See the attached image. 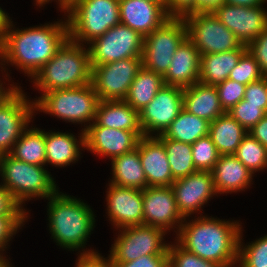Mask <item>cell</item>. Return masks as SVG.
Listing matches in <instances>:
<instances>
[{
	"mask_svg": "<svg viewBox=\"0 0 267 267\" xmlns=\"http://www.w3.org/2000/svg\"><path fill=\"white\" fill-rule=\"evenodd\" d=\"M64 19L15 29L10 18L0 41V71L5 73L7 64L32 79L69 38L67 18Z\"/></svg>",
	"mask_w": 267,
	"mask_h": 267,
	"instance_id": "cell-1",
	"label": "cell"
},
{
	"mask_svg": "<svg viewBox=\"0 0 267 267\" xmlns=\"http://www.w3.org/2000/svg\"><path fill=\"white\" fill-rule=\"evenodd\" d=\"M195 217L194 220L184 218L175 241L203 260L224 267H236L239 238L243 231L240 221H226L218 217L204 216L202 213Z\"/></svg>",
	"mask_w": 267,
	"mask_h": 267,
	"instance_id": "cell-2",
	"label": "cell"
},
{
	"mask_svg": "<svg viewBox=\"0 0 267 267\" xmlns=\"http://www.w3.org/2000/svg\"><path fill=\"white\" fill-rule=\"evenodd\" d=\"M47 200L49 233L57 245L68 251H78L80 255L99 253L93 249L85 250L96 222L90 205L60 191Z\"/></svg>",
	"mask_w": 267,
	"mask_h": 267,
	"instance_id": "cell-3",
	"label": "cell"
},
{
	"mask_svg": "<svg viewBox=\"0 0 267 267\" xmlns=\"http://www.w3.org/2000/svg\"><path fill=\"white\" fill-rule=\"evenodd\" d=\"M92 68L87 45L69 38L31 79L40 94L91 83ZM33 80V81H32Z\"/></svg>",
	"mask_w": 267,
	"mask_h": 267,
	"instance_id": "cell-4",
	"label": "cell"
},
{
	"mask_svg": "<svg viewBox=\"0 0 267 267\" xmlns=\"http://www.w3.org/2000/svg\"><path fill=\"white\" fill-rule=\"evenodd\" d=\"M44 167L28 164L10 154L2 155L0 184L5 186L22 207L32 198L48 199L56 194L59 188L50 172Z\"/></svg>",
	"mask_w": 267,
	"mask_h": 267,
	"instance_id": "cell-5",
	"label": "cell"
},
{
	"mask_svg": "<svg viewBox=\"0 0 267 267\" xmlns=\"http://www.w3.org/2000/svg\"><path fill=\"white\" fill-rule=\"evenodd\" d=\"M33 100L35 113L39 111V113L50 114L73 124L84 123L83 131L95 121L100 101L92 83L74 88L52 90Z\"/></svg>",
	"mask_w": 267,
	"mask_h": 267,
	"instance_id": "cell-6",
	"label": "cell"
},
{
	"mask_svg": "<svg viewBox=\"0 0 267 267\" xmlns=\"http://www.w3.org/2000/svg\"><path fill=\"white\" fill-rule=\"evenodd\" d=\"M66 16L69 39L88 44L120 24L119 0H73Z\"/></svg>",
	"mask_w": 267,
	"mask_h": 267,
	"instance_id": "cell-7",
	"label": "cell"
},
{
	"mask_svg": "<svg viewBox=\"0 0 267 267\" xmlns=\"http://www.w3.org/2000/svg\"><path fill=\"white\" fill-rule=\"evenodd\" d=\"M186 37L183 17H170L144 37L142 66L164 77L176 49Z\"/></svg>",
	"mask_w": 267,
	"mask_h": 267,
	"instance_id": "cell-8",
	"label": "cell"
},
{
	"mask_svg": "<svg viewBox=\"0 0 267 267\" xmlns=\"http://www.w3.org/2000/svg\"><path fill=\"white\" fill-rule=\"evenodd\" d=\"M187 37L200 56L238 49L243 44L213 12H193L183 16Z\"/></svg>",
	"mask_w": 267,
	"mask_h": 267,
	"instance_id": "cell-9",
	"label": "cell"
},
{
	"mask_svg": "<svg viewBox=\"0 0 267 267\" xmlns=\"http://www.w3.org/2000/svg\"><path fill=\"white\" fill-rule=\"evenodd\" d=\"M118 230L108 255L111 262H131L144 255L169 254V243L164 241L167 233L158 227L136 225Z\"/></svg>",
	"mask_w": 267,
	"mask_h": 267,
	"instance_id": "cell-10",
	"label": "cell"
},
{
	"mask_svg": "<svg viewBox=\"0 0 267 267\" xmlns=\"http://www.w3.org/2000/svg\"><path fill=\"white\" fill-rule=\"evenodd\" d=\"M143 45L144 37L140 33L120 23L87 44L90 65L142 57Z\"/></svg>",
	"mask_w": 267,
	"mask_h": 267,
	"instance_id": "cell-11",
	"label": "cell"
},
{
	"mask_svg": "<svg viewBox=\"0 0 267 267\" xmlns=\"http://www.w3.org/2000/svg\"><path fill=\"white\" fill-rule=\"evenodd\" d=\"M35 105L21 86L0 100V156L10 154L13 145L35 116Z\"/></svg>",
	"mask_w": 267,
	"mask_h": 267,
	"instance_id": "cell-12",
	"label": "cell"
},
{
	"mask_svg": "<svg viewBox=\"0 0 267 267\" xmlns=\"http://www.w3.org/2000/svg\"><path fill=\"white\" fill-rule=\"evenodd\" d=\"M141 67L142 57H130L107 64L91 65V83L99 100H124Z\"/></svg>",
	"mask_w": 267,
	"mask_h": 267,
	"instance_id": "cell-13",
	"label": "cell"
},
{
	"mask_svg": "<svg viewBox=\"0 0 267 267\" xmlns=\"http://www.w3.org/2000/svg\"><path fill=\"white\" fill-rule=\"evenodd\" d=\"M182 109L183 88L164 85L150 103L139 111L144 136L164 134Z\"/></svg>",
	"mask_w": 267,
	"mask_h": 267,
	"instance_id": "cell-14",
	"label": "cell"
},
{
	"mask_svg": "<svg viewBox=\"0 0 267 267\" xmlns=\"http://www.w3.org/2000/svg\"><path fill=\"white\" fill-rule=\"evenodd\" d=\"M143 193V225L158 227L166 233L174 230L176 235L184 218L177 209L171 186L146 187Z\"/></svg>",
	"mask_w": 267,
	"mask_h": 267,
	"instance_id": "cell-15",
	"label": "cell"
},
{
	"mask_svg": "<svg viewBox=\"0 0 267 267\" xmlns=\"http://www.w3.org/2000/svg\"><path fill=\"white\" fill-rule=\"evenodd\" d=\"M264 7L223 3L213 13L242 44L248 45L267 28V9Z\"/></svg>",
	"mask_w": 267,
	"mask_h": 267,
	"instance_id": "cell-16",
	"label": "cell"
},
{
	"mask_svg": "<svg viewBox=\"0 0 267 267\" xmlns=\"http://www.w3.org/2000/svg\"><path fill=\"white\" fill-rule=\"evenodd\" d=\"M177 209L183 218L192 217L194 213L200 214L201 208L213 196H218L214 187L211 171H196L190 175L175 180L171 185ZM203 206V207H202Z\"/></svg>",
	"mask_w": 267,
	"mask_h": 267,
	"instance_id": "cell-17",
	"label": "cell"
},
{
	"mask_svg": "<svg viewBox=\"0 0 267 267\" xmlns=\"http://www.w3.org/2000/svg\"><path fill=\"white\" fill-rule=\"evenodd\" d=\"M85 149L111 160L137 148L143 131H127L90 125L84 130Z\"/></svg>",
	"mask_w": 267,
	"mask_h": 267,
	"instance_id": "cell-18",
	"label": "cell"
},
{
	"mask_svg": "<svg viewBox=\"0 0 267 267\" xmlns=\"http://www.w3.org/2000/svg\"><path fill=\"white\" fill-rule=\"evenodd\" d=\"M109 186V187H108ZM106 191L107 215L115 229L143 225L142 190L108 183Z\"/></svg>",
	"mask_w": 267,
	"mask_h": 267,
	"instance_id": "cell-19",
	"label": "cell"
},
{
	"mask_svg": "<svg viewBox=\"0 0 267 267\" xmlns=\"http://www.w3.org/2000/svg\"><path fill=\"white\" fill-rule=\"evenodd\" d=\"M120 23L130 27L143 37L160 27L170 16L165 2L150 0H119Z\"/></svg>",
	"mask_w": 267,
	"mask_h": 267,
	"instance_id": "cell-20",
	"label": "cell"
},
{
	"mask_svg": "<svg viewBox=\"0 0 267 267\" xmlns=\"http://www.w3.org/2000/svg\"><path fill=\"white\" fill-rule=\"evenodd\" d=\"M140 161L147 187L171 186L175 181L164 145L156 137H141L138 141Z\"/></svg>",
	"mask_w": 267,
	"mask_h": 267,
	"instance_id": "cell-21",
	"label": "cell"
},
{
	"mask_svg": "<svg viewBox=\"0 0 267 267\" xmlns=\"http://www.w3.org/2000/svg\"><path fill=\"white\" fill-rule=\"evenodd\" d=\"M200 54L193 42L186 37L176 49L170 66L165 74V85L181 88L199 82Z\"/></svg>",
	"mask_w": 267,
	"mask_h": 267,
	"instance_id": "cell-22",
	"label": "cell"
},
{
	"mask_svg": "<svg viewBox=\"0 0 267 267\" xmlns=\"http://www.w3.org/2000/svg\"><path fill=\"white\" fill-rule=\"evenodd\" d=\"M211 172L218 195L245 191L253 184L254 175L233 154L220 155Z\"/></svg>",
	"mask_w": 267,
	"mask_h": 267,
	"instance_id": "cell-23",
	"label": "cell"
},
{
	"mask_svg": "<svg viewBox=\"0 0 267 267\" xmlns=\"http://www.w3.org/2000/svg\"><path fill=\"white\" fill-rule=\"evenodd\" d=\"M49 131H45L46 164L64 168L78 162L81 150L85 149L84 131L81 130L78 139L71 132Z\"/></svg>",
	"mask_w": 267,
	"mask_h": 267,
	"instance_id": "cell-24",
	"label": "cell"
},
{
	"mask_svg": "<svg viewBox=\"0 0 267 267\" xmlns=\"http://www.w3.org/2000/svg\"><path fill=\"white\" fill-rule=\"evenodd\" d=\"M183 109L208 122H213L226 113L221 106L216 86L200 82L183 88Z\"/></svg>",
	"mask_w": 267,
	"mask_h": 267,
	"instance_id": "cell-25",
	"label": "cell"
},
{
	"mask_svg": "<svg viewBox=\"0 0 267 267\" xmlns=\"http://www.w3.org/2000/svg\"><path fill=\"white\" fill-rule=\"evenodd\" d=\"M91 125L127 131H143L139 111L124 100L99 101L95 121Z\"/></svg>",
	"mask_w": 267,
	"mask_h": 267,
	"instance_id": "cell-26",
	"label": "cell"
},
{
	"mask_svg": "<svg viewBox=\"0 0 267 267\" xmlns=\"http://www.w3.org/2000/svg\"><path fill=\"white\" fill-rule=\"evenodd\" d=\"M246 51L247 45L243 44L240 48L227 52L201 55L199 82L213 86L224 82Z\"/></svg>",
	"mask_w": 267,
	"mask_h": 267,
	"instance_id": "cell-27",
	"label": "cell"
},
{
	"mask_svg": "<svg viewBox=\"0 0 267 267\" xmlns=\"http://www.w3.org/2000/svg\"><path fill=\"white\" fill-rule=\"evenodd\" d=\"M110 161L112 179L109 183L138 190H144L147 187V180L140 161L138 148L117 156Z\"/></svg>",
	"mask_w": 267,
	"mask_h": 267,
	"instance_id": "cell-28",
	"label": "cell"
},
{
	"mask_svg": "<svg viewBox=\"0 0 267 267\" xmlns=\"http://www.w3.org/2000/svg\"><path fill=\"white\" fill-rule=\"evenodd\" d=\"M249 132L227 112L209 124V136L220 155H232Z\"/></svg>",
	"mask_w": 267,
	"mask_h": 267,
	"instance_id": "cell-29",
	"label": "cell"
},
{
	"mask_svg": "<svg viewBox=\"0 0 267 267\" xmlns=\"http://www.w3.org/2000/svg\"><path fill=\"white\" fill-rule=\"evenodd\" d=\"M27 127L13 145L10 155L37 166H46L45 130Z\"/></svg>",
	"mask_w": 267,
	"mask_h": 267,
	"instance_id": "cell-30",
	"label": "cell"
},
{
	"mask_svg": "<svg viewBox=\"0 0 267 267\" xmlns=\"http://www.w3.org/2000/svg\"><path fill=\"white\" fill-rule=\"evenodd\" d=\"M164 85V78L161 75L142 66L129 87L124 101L135 110L140 111L150 103Z\"/></svg>",
	"mask_w": 267,
	"mask_h": 267,
	"instance_id": "cell-31",
	"label": "cell"
},
{
	"mask_svg": "<svg viewBox=\"0 0 267 267\" xmlns=\"http://www.w3.org/2000/svg\"><path fill=\"white\" fill-rule=\"evenodd\" d=\"M209 124L206 119L182 109L163 135L167 139L192 145L199 138L209 135Z\"/></svg>",
	"mask_w": 267,
	"mask_h": 267,
	"instance_id": "cell-32",
	"label": "cell"
},
{
	"mask_svg": "<svg viewBox=\"0 0 267 267\" xmlns=\"http://www.w3.org/2000/svg\"><path fill=\"white\" fill-rule=\"evenodd\" d=\"M156 138L164 145L174 180L198 171L193 163L191 144L167 139L163 134Z\"/></svg>",
	"mask_w": 267,
	"mask_h": 267,
	"instance_id": "cell-33",
	"label": "cell"
},
{
	"mask_svg": "<svg viewBox=\"0 0 267 267\" xmlns=\"http://www.w3.org/2000/svg\"><path fill=\"white\" fill-rule=\"evenodd\" d=\"M253 175L267 168V148L249 133L233 154Z\"/></svg>",
	"mask_w": 267,
	"mask_h": 267,
	"instance_id": "cell-34",
	"label": "cell"
},
{
	"mask_svg": "<svg viewBox=\"0 0 267 267\" xmlns=\"http://www.w3.org/2000/svg\"><path fill=\"white\" fill-rule=\"evenodd\" d=\"M243 232L239 238L238 267H267V235L243 245Z\"/></svg>",
	"mask_w": 267,
	"mask_h": 267,
	"instance_id": "cell-35",
	"label": "cell"
},
{
	"mask_svg": "<svg viewBox=\"0 0 267 267\" xmlns=\"http://www.w3.org/2000/svg\"><path fill=\"white\" fill-rule=\"evenodd\" d=\"M193 163L199 171H212L220 154L209 135L199 138L191 145Z\"/></svg>",
	"mask_w": 267,
	"mask_h": 267,
	"instance_id": "cell-36",
	"label": "cell"
},
{
	"mask_svg": "<svg viewBox=\"0 0 267 267\" xmlns=\"http://www.w3.org/2000/svg\"><path fill=\"white\" fill-rule=\"evenodd\" d=\"M264 75L254 57L247 50L241 57L238 64L230 71L228 79L248 85L251 82L262 79Z\"/></svg>",
	"mask_w": 267,
	"mask_h": 267,
	"instance_id": "cell-37",
	"label": "cell"
},
{
	"mask_svg": "<svg viewBox=\"0 0 267 267\" xmlns=\"http://www.w3.org/2000/svg\"><path fill=\"white\" fill-rule=\"evenodd\" d=\"M174 243H169L168 247L169 267H224L217 263L203 260L196 254L185 250L177 242Z\"/></svg>",
	"mask_w": 267,
	"mask_h": 267,
	"instance_id": "cell-38",
	"label": "cell"
},
{
	"mask_svg": "<svg viewBox=\"0 0 267 267\" xmlns=\"http://www.w3.org/2000/svg\"><path fill=\"white\" fill-rule=\"evenodd\" d=\"M248 132L266 115L260 105L246 104L242 99L228 112Z\"/></svg>",
	"mask_w": 267,
	"mask_h": 267,
	"instance_id": "cell-39",
	"label": "cell"
},
{
	"mask_svg": "<svg viewBox=\"0 0 267 267\" xmlns=\"http://www.w3.org/2000/svg\"><path fill=\"white\" fill-rule=\"evenodd\" d=\"M245 88L246 85L231 79H226L216 85L220 103L225 112H228L244 98Z\"/></svg>",
	"mask_w": 267,
	"mask_h": 267,
	"instance_id": "cell-40",
	"label": "cell"
},
{
	"mask_svg": "<svg viewBox=\"0 0 267 267\" xmlns=\"http://www.w3.org/2000/svg\"><path fill=\"white\" fill-rule=\"evenodd\" d=\"M28 219L29 216H0V255H4L3 251L9 248L11 237L14 238Z\"/></svg>",
	"mask_w": 267,
	"mask_h": 267,
	"instance_id": "cell-41",
	"label": "cell"
},
{
	"mask_svg": "<svg viewBox=\"0 0 267 267\" xmlns=\"http://www.w3.org/2000/svg\"><path fill=\"white\" fill-rule=\"evenodd\" d=\"M246 104L260 105L267 114V77L246 85L244 98Z\"/></svg>",
	"mask_w": 267,
	"mask_h": 267,
	"instance_id": "cell-42",
	"label": "cell"
},
{
	"mask_svg": "<svg viewBox=\"0 0 267 267\" xmlns=\"http://www.w3.org/2000/svg\"><path fill=\"white\" fill-rule=\"evenodd\" d=\"M247 50L257 61L264 77H267V28L247 45Z\"/></svg>",
	"mask_w": 267,
	"mask_h": 267,
	"instance_id": "cell-43",
	"label": "cell"
},
{
	"mask_svg": "<svg viewBox=\"0 0 267 267\" xmlns=\"http://www.w3.org/2000/svg\"><path fill=\"white\" fill-rule=\"evenodd\" d=\"M29 211L22 207L13 195L0 185V216H29Z\"/></svg>",
	"mask_w": 267,
	"mask_h": 267,
	"instance_id": "cell-44",
	"label": "cell"
},
{
	"mask_svg": "<svg viewBox=\"0 0 267 267\" xmlns=\"http://www.w3.org/2000/svg\"><path fill=\"white\" fill-rule=\"evenodd\" d=\"M114 267H169V254L144 255L131 262H111Z\"/></svg>",
	"mask_w": 267,
	"mask_h": 267,
	"instance_id": "cell-45",
	"label": "cell"
},
{
	"mask_svg": "<svg viewBox=\"0 0 267 267\" xmlns=\"http://www.w3.org/2000/svg\"><path fill=\"white\" fill-rule=\"evenodd\" d=\"M165 9L170 17H183L195 12V0H165Z\"/></svg>",
	"mask_w": 267,
	"mask_h": 267,
	"instance_id": "cell-46",
	"label": "cell"
},
{
	"mask_svg": "<svg viewBox=\"0 0 267 267\" xmlns=\"http://www.w3.org/2000/svg\"><path fill=\"white\" fill-rule=\"evenodd\" d=\"M75 267H114L108 257L100 253L93 255H78Z\"/></svg>",
	"mask_w": 267,
	"mask_h": 267,
	"instance_id": "cell-47",
	"label": "cell"
},
{
	"mask_svg": "<svg viewBox=\"0 0 267 267\" xmlns=\"http://www.w3.org/2000/svg\"><path fill=\"white\" fill-rule=\"evenodd\" d=\"M249 134L267 148V114L249 131Z\"/></svg>",
	"mask_w": 267,
	"mask_h": 267,
	"instance_id": "cell-48",
	"label": "cell"
},
{
	"mask_svg": "<svg viewBox=\"0 0 267 267\" xmlns=\"http://www.w3.org/2000/svg\"><path fill=\"white\" fill-rule=\"evenodd\" d=\"M224 0H195V12H213Z\"/></svg>",
	"mask_w": 267,
	"mask_h": 267,
	"instance_id": "cell-49",
	"label": "cell"
},
{
	"mask_svg": "<svg viewBox=\"0 0 267 267\" xmlns=\"http://www.w3.org/2000/svg\"><path fill=\"white\" fill-rule=\"evenodd\" d=\"M54 0H35V4L39 7H45V4L51 2ZM55 2H57V4L59 5L58 8L61 9V12H64V15H66L71 7H72V4H73V0H55Z\"/></svg>",
	"mask_w": 267,
	"mask_h": 267,
	"instance_id": "cell-50",
	"label": "cell"
},
{
	"mask_svg": "<svg viewBox=\"0 0 267 267\" xmlns=\"http://www.w3.org/2000/svg\"><path fill=\"white\" fill-rule=\"evenodd\" d=\"M267 0H224V3L237 6H258L264 5Z\"/></svg>",
	"mask_w": 267,
	"mask_h": 267,
	"instance_id": "cell-51",
	"label": "cell"
},
{
	"mask_svg": "<svg viewBox=\"0 0 267 267\" xmlns=\"http://www.w3.org/2000/svg\"><path fill=\"white\" fill-rule=\"evenodd\" d=\"M9 14L6 13L1 7H0V41L3 37L6 25L10 17Z\"/></svg>",
	"mask_w": 267,
	"mask_h": 267,
	"instance_id": "cell-52",
	"label": "cell"
},
{
	"mask_svg": "<svg viewBox=\"0 0 267 267\" xmlns=\"http://www.w3.org/2000/svg\"><path fill=\"white\" fill-rule=\"evenodd\" d=\"M3 82L1 81V79H0V100L3 98V97H5L12 89H13V87L14 86H19V85H17V83L16 84H10V86H8V87H3Z\"/></svg>",
	"mask_w": 267,
	"mask_h": 267,
	"instance_id": "cell-53",
	"label": "cell"
},
{
	"mask_svg": "<svg viewBox=\"0 0 267 267\" xmlns=\"http://www.w3.org/2000/svg\"><path fill=\"white\" fill-rule=\"evenodd\" d=\"M9 259L6 258V255H0V267H12V264Z\"/></svg>",
	"mask_w": 267,
	"mask_h": 267,
	"instance_id": "cell-54",
	"label": "cell"
},
{
	"mask_svg": "<svg viewBox=\"0 0 267 267\" xmlns=\"http://www.w3.org/2000/svg\"><path fill=\"white\" fill-rule=\"evenodd\" d=\"M150 1H153V2H165V0H150Z\"/></svg>",
	"mask_w": 267,
	"mask_h": 267,
	"instance_id": "cell-55",
	"label": "cell"
}]
</instances>
